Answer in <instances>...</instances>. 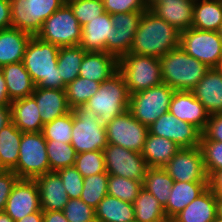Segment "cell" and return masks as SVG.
Here are the masks:
<instances>
[{
    "mask_svg": "<svg viewBox=\"0 0 222 222\" xmlns=\"http://www.w3.org/2000/svg\"><path fill=\"white\" fill-rule=\"evenodd\" d=\"M106 127L107 143L141 153L148 127L141 124L129 110L116 116Z\"/></svg>",
    "mask_w": 222,
    "mask_h": 222,
    "instance_id": "cell-12",
    "label": "cell"
},
{
    "mask_svg": "<svg viewBox=\"0 0 222 222\" xmlns=\"http://www.w3.org/2000/svg\"><path fill=\"white\" fill-rule=\"evenodd\" d=\"M164 222H174L172 219H167L166 221Z\"/></svg>",
    "mask_w": 222,
    "mask_h": 222,
    "instance_id": "cell-62",
    "label": "cell"
},
{
    "mask_svg": "<svg viewBox=\"0 0 222 222\" xmlns=\"http://www.w3.org/2000/svg\"><path fill=\"white\" fill-rule=\"evenodd\" d=\"M33 35L10 27L0 30V68L7 64L23 62L28 42Z\"/></svg>",
    "mask_w": 222,
    "mask_h": 222,
    "instance_id": "cell-25",
    "label": "cell"
},
{
    "mask_svg": "<svg viewBox=\"0 0 222 222\" xmlns=\"http://www.w3.org/2000/svg\"><path fill=\"white\" fill-rule=\"evenodd\" d=\"M162 1V0H144L145 5L147 6V8L149 9L153 4Z\"/></svg>",
    "mask_w": 222,
    "mask_h": 222,
    "instance_id": "cell-58",
    "label": "cell"
},
{
    "mask_svg": "<svg viewBox=\"0 0 222 222\" xmlns=\"http://www.w3.org/2000/svg\"><path fill=\"white\" fill-rule=\"evenodd\" d=\"M163 169L175 182H209L200 146L180 148Z\"/></svg>",
    "mask_w": 222,
    "mask_h": 222,
    "instance_id": "cell-14",
    "label": "cell"
},
{
    "mask_svg": "<svg viewBox=\"0 0 222 222\" xmlns=\"http://www.w3.org/2000/svg\"><path fill=\"white\" fill-rule=\"evenodd\" d=\"M173 183L174 180L162 167H148L142 186L155 196L164 208L171 194Z\"/></svg>",
    "mask_w": 222,
    "mask_h": 222,
    "instance_id": "cell-36",
    "label": "cell"
},
{
    "mask_svg": "<svg viewBox=\"0 0 222 222\" xmlns=\"http://www.w3.org/2000/svg\"><path fill=\"white\" fill-rule=\"evenodd\" d=\"M169 112L176 118L191 123L201 132L206 128L210 115L191 91H174Z\"/></svg>",
    "mask_w": 222,
    "mask_h": 222,
    "instance_id": "cell-18",
    "label": "cell"
},
{
    "mask_svg": "<svg viewBox=\"0 0 222 222\" xmlns=\"http://www.w3.org/2000/svg\"><path fill=\"white\" fill-rule=\"evenodd\" d=\"M108 177L109 174L106 171L85 177L80 199L96 209L98 204L108 194Z\"/></svg>",
    "mask_w": 222,
    "mask_h": 222,
    "instance_id": "cell-38",
    "label": "cell"
},
{
    "mask_svg": "<svg viewBox=\"0 0 222 222\" xmlns=\"http://www.w3.org/2000/svg\"><path fill=\"white\" fill-rule=\"evenodd\" d=\"M195 0H162L149 10L180 33L192 27Z\"/></svg>",
    "mask_w": 222,
    "mask_h": 222,
    "instance_id": "cell-19",
    "label": "cell"
},
{
    "mask_svg": "<svg viewBox=\"0 0 222 222\" xmlns=\"http://www.w3.org/2000/svg\"><path fill=\"white\" fill-rule=\"evenodd\" d=\"M209 187L216 196L222 197V171L215 172L209 178Z\"/></svg>",
    "mask_w": 222,
    "mask_h": 222,
    "instance_id": "cell-51",
    "label": "cell"
},
{
    "mask_svg": "<svg viewBox=\"0 0 222 222\" xmlns=\"http://www.w3.org/2000/svg\"><path fill=\"white\" fill-rule=\"evenodd\" d=\"M32 96L36 100L43 124L51 122L71 111L67 102L65 90L35 86Z\"/></svg>",
    "mask_w": 222,
    "mask_h": 222,
    "instance_id": "cell-23",
    "label": "cell"
},
{
    "mask_svg": "<svg viewBox=\"0 0 222 222\" xmlns=\"http://www.w3.org/2000/svg\"><path fill=\"white\" fill-rule=\"evenodd\" d=\"M180 32L149 9L145 10L129 53L160 58L179 47Z\"/></svg>",
    "mask_w": 222,
    "mask_h": 222,
    "instance_id": "cell-1",
    "label": "cell"
},
{
    "mask_svg": "<svg viewBox=\"0 0 222 222\" xmlns=\"http://www.w3.org/2000/svg\"><path fill=\"white\" fill-rule=\"evenodd\" d=\"M149 133L175 142L181 148L200 146L202 132L191 123L176 118L169 111L148 127Z\"/></svg>",
    "mask_w": 222,
    "mask_h": 222,
    "instance_id": "cell-15",
    "label": "cell"
},
{
    "mask_svg": "<svg viewBox=\"0 0 222 222\" xmlns=\"http://www.w3.org/2000/svg\"><path fill=\"white\" fill-rule=\"evenodd\" d=\"M74 166L84 178L105 172L106 164L103 151L97 150L76 154Z\"/></svg>",
    "mask_w": 222,
    "mask_h": 222,
    "instance_id": "cell-42",
    "label": "cell"
},
{
    "mask_svg": "<svg viewBox=\"0 0 222 222\" xmlns=\"http://www.w3.org/2000/svg\"><path fill=\"white\" fill-rule=\"evenodd\" d=\"M174 91L167 84L161 83L130 94L128 110L141 124L149 127L160 116L169 111Z\"/></svg>",
    "mask_w": 222,
    "mask_h": 222,
    "instance_id": "cell-8",
    "label": "cell"
},
{
    "mask_svg": "<svg viewBox=\"0 0 222 222\" xmlns=\"http://www.w3.org/2000/svg\"><path fill=\"white\" fill-rule=\"evenodd\" d=\"M73 127V113H69L45 123L42 128L43 137L46 140H55L62 143H71Z\"/></svg>",
    "mask_w": 222,
    "mask_h": 222,
    "instance_id": "cell-41",
    "label": "cell"
},
{
    "mask_svg": "<svg viewBox=\"0 0 222 222\" xmlns=\"http://www.w3.org/2000/svg\"><path fill=\"white\" fill-rule=\"evenodd\" d=\"M217 215L222 218V197L217 196Z\"/></svg>",
    "mask_w": 222,
    "mask_h": 222,
    "instance_id": "cell-57",
    "label": "cell"
},
{
    "mask_svg": "<svg viewBox=\"0 0 222 222\" xmlns=\"http://www.w3.org/2000/svg\"><path fill=\"white\" fill-rule=\"evenodd\" d=\"M66 3L71 7L81 26L105 12L102 0H72Z\"/></svg>",
    "mask_w": 222,
    "mask_h": 222,
    "instance_id": "cell-43",
    "label": "cell"
},
{
    "mask_svg": "<svg viewBox=\"0 0 222 222\" xmlns=\"http://www.w3.org/2000/svg\"><path fill=\"white\" fill-rule=\"evenodd\" d=\"M129 94L163 83L159 58L127 53L118 60Z\"/></svg>",
    "mask_w": 222,
    "mask_h": 222,
    "instance_id": "cell-5",
    "label": "cell"
},
{
    "mask_svg": "<svg viewBox=\"0 0 222 222\" xmlns=\"http://www.w3.org/2000/svg\"><path fill=\"white\" fill-rule=\"evenodd\" d=\"M179 46L208 68H218L222 59V39L218 31L189 28L180 33Z\"/></svg>",
    "mask_w": 222,
    "mask_h": 222,
    "instance_id": "cell-11",
    "label": "cell"
},
{
    "mask_svg": "<svg viewBox=\"0 0 222 222\" xmlns=\"http://www.w3.org/2000/svg\"><path fill=\"white\" fill-rule=\"evenodd\" d=\"M204 167L210 178L215 172L222 171V142L200 140Z\"/></svg>",
    "mask_w": 222,
    "mask_h": 222,
    "instance_id": "cell-44",
    "label": "cell"
},
{
    "mask_svg": "<svg viewBox=\"0 0 222 222\" xmlns=\"http://www.w3.org/2000/svg\"><path fill=\"white\" fill-rule=\"evenodd\" d=\"M106 172L109 175L133 179L143 183L146 170L142 154L115 144H107L103 150Z\"/></svg>",
    "mask_w": 222,
    "mask_h": 222,
    "instance_id": "cell-13",
    "label": "cell"
},
{
    "mask_svg": "<svg viewBox=\"0 0 222 222\" xmlns=\"http://www.w3.org/2000/svg\"><path fill=\"white\" fill-rule=\"evenodd\" d=\"M213 222H222V218L217 215Z\"/></svg>",
    "mask_w": 222,
    "mask_h": 222,
    "instance_id": "cell-59",
    "label": "cell"
},
{
    "mask_svg": "<svg viewBox=\"0 0 222 222\" xmlns=\"http://www.w3.org/2000/svg\"><path fill=\"white\" fill-rule=\"evenodd\" d=\"M62 211L68 222H97L95 209L81 199H69Z\"/></svg>",
    "mask_w": 222,
    "mask_h": 222,
    "instance_id": "cell-45",
    "label": "cell"
},
{
    "mask_svg": "<svg viewBox=\"0 0 222 222\" xmlns=\"http://www.w3.org/2000/svg\"><path fill=\"white\" fill-rule=\"evenodd\" d=\"M104 11L109 14L147 10L144 0H102Z\"/></svg>",
    "mask_w": 222,
    "mask_h": 222,
    "instance_id": "cell-47",
    "label": "cell"
},
{
    "mask_svg": "<svg viewBox=\"0 0 222 222\" xmlns=\"http://www.w3.org/2000/svg\"><path fill=\"white\" fill-rule=\"evenodd\" d=\"M218 69L222 72V59H221L220 65L218 66Z\"/></svg>",
    "mask_w": 222,
    "mask_h": 222,
    "instance_id": "cell-61",
    "label": "cell"
},
{
    "mask_svg": "<svg viewBox=\"0 0 222 222\" xmlns=\"http://www.w3.org/2000/svg\"><path fill=\"white\" fill-rule=\"evenodd\" d=\"M218 33H219V36H220L221 39H222V24H221V26H220V28H219V30H218Z\"/></svg>",
    "mask_w": 222,
    "mask_h": 222,
    "instance_id": "cell-60",
    "label": "cell"
},
{
    "mask_svg": "<svg viewBox=\"0 0 222 222\" xmlns=\"http://www.w3.org/2000/svg\"><path fill=\"white\" fill-rule=\"evenodd\" d=\"M100 84V82L78 76L65 86L69 107L72 109L84 105L98 91Z\"/></svg>",
    "mask_w": 222,
    "mask_h": 222,
    "instance_id": "cell-37",
    "label": "cell"
},
{
    "mask_svg": "<svg viewBox=\"0 0 222 222\" xmlns=\"http://www.w3.org/2000/svg\"><path fill=\"white\" fill-rule=\"evenodd\" d=\"M180 148L175 142L148 132L141 154L148 167L163 168Z\"/></svg>",
    "mask_w": 222,
    "mask_h": 222,
    "instance_id": "cell-30",
    "label": "cell"
},
{
    "mask_svg": "<svg viewBox=\"0 0 222 222\" xmlns=\"http://www.w3.org/2000/svg\"><path fill=\"white\" fill-rule=\"evenodd\" d=\"M0 222H15V221L4 211H0Z\"/></svg>",
    "mask_w": 222,
    "mask_h": 222,
    "instance_id": "cell-56",
    "label": "cell"
},
{
    "mask_svg": "<svg viewBox=\"0 0 222 222\" xmlns=\"http://www.w3.org/2000/svg\"><path fill=\"white\" fill-rule=\"evenodd\" d=\"M130 94L122 74L117 71L103 81L98 91L84 104L92 109L102 125H108L116 116L128 110Z\"/></svg>",
    "mask_w": 222,
    "mask_h": 222,
    "instance_id": "cell-4",
    "label": "cell"
},
{
    "mask_svg": "<svg viewBox=\"0 0 222 222\" xmlns=\"http://www.w3.org/2000/svg\"><path fill=\"white\" fill-rule=\"evenodd\" d=\"M144 11L111 14V38H107L106 52L118 60L130 52L139 21Z\"/></svg>",
    "mask_w": 222,
    "mask_h": 222,
    "instance_id": "cell-16",
    "label": "cell"
},
{
    "mask_svg": "<svg viewBox=\"0 0 222 222\" xmlns=\"http://www.w3.org/2000/svg\"><path fill=\"white\" fill-rule=\"evenodd\" d=\"M60 47L32 36L24 53L23 64L36 87L65 90L57 68Z\"/></svg>",
    "mask_w": 222,
    "mask_h": 222,
    "instance_id": "cell-2",
    "label": "cell"
},
{
    "mask_svg": "<svg viewBox=\"0 0 222 222\" xmlns=\"http://www.w3.org/2000/svg\"><path fill=\"white\" fill-rule=\"evenodd\" d=\"M37 183L42 211H62L69 198L60 176L45 173L34 179Z\"/></svg>",
    "mask_w": 222,
    "mask_h": 222,
    "instance_id": "cell-21",
    "label": "cell"
},
{
    "mask_svg": "<svg viewBox=\"0 0 222 222\" xmlns=\"http://www.w3.org/2000/svg\"><path fill=\"white\" fill-rule=\"evenodd\" d=\"M162 81L175 91H191L210 69L180 46L159 58Z\"/></svg>",
    "mask_w": 222,
    "mask_h": 222,
    "instance_id": "cell-3",
    "label": "cell"
},
{
    "mask_svg": "<svg viewBox=\"0 0 222 222\" xmlns=\"http://www.w3.org/2000/svg\"><path fill=\"white\" fill-rule=\"evenodd\" d=\"M41 210L37 183L34 179H18L9 195L4 212L14 221Z\"/></svg>",
    "mask_w": 222,
    "mask_h": 222,
    "instance_id": "cell-17",
    "label": "cell"
},
{
    "mask_svg": "<svg viewBox=\"0 0 222 222\" xmlns=\"http://www.w3.org/2000/svg\"><path fill=\"white\" fill-rule=\"evenodd\" d=\"M50 172H56L75 164L76 152L70 143L46 140Z\"/></svg>",
    "mask_w": 222,
    "mask_h": 222,
    "instance_id": "cell-39",
    "label": "cell"
},
{
    "mask_svg": "<svg viewBox=\"0 0 222 222\" xmlns=\"http://www.w3.org/2000/svg\"><path fill=\"white\" fill-rule=\"evenodd\" d=\"M56 173L60 176L63 186L67 192L69 199H80L81 192L83 189L84 177L76 169V167L69 166L67 168H62Z\"/></svg>",
    "mask_w": 222,
    "mask_h": 222,
    "instance_id": "cell-46",
    "label": "cell"
},
{
    "mask_svg": "<svg viewBox=\"0 0 222 222\" xmlns=\"http://www.w3.org/2000/svg\"><path fill=\"white\" fill-rule=\"evenodd\" d=\"M82 26L71 7L64 3L43 23L36 37L58 47L77 46L80 43Z\"/></svg>",
    "mask_w": 222,
    "mask_h": 222,
    "instance_id": "cell-7",
    "label": "cell"
},
{
    "mask_svg": "<svg viewBox=\"0 0 222 222\" xmlns=\"http://www.w3.org/2000/svg\"><path fill=\"white\" fill-rule=\"evenodd\" d=\"M135 220L139 222H164L165 210L148 190L141 188L133 202Z\"/></svg>",
    "mask_w": 222,
    "mask_h": 222,
    "instance_id": "cell-34",
    "label": "cell"
},
{
    "mask_svg": "<svg viewBox=\"0 0 222 222\" xmlns=\"http://www.w3.org/2000/svg\"><path fill=\"white\" fill-rule=\"evenodd\" d=\"M222 24V0H195L192 28L218 31Z\"/></svg>",
    "mask_w": 222,
    "mask_h": 222,
    "instance_id": "cell-32",
    "label": "cell"
},
{
    "mask_svg": "<svg viewBox=\"0 0 222 222\" xmlns=\"http://www.w3.org/2000/svg\"><path fill=\"white\" fill-rule=\"evenodd\" d=\"M11 121L22 132H41L44 124L35 98L31 95L12 101Z\"/></svg>",
    "mask_w": 222,
    "mask_h": 222,
    "instance_id": "cell-28",
    "label": "cell"
},
{
    "mask_svg": "<svg viewBox=\"0 0 222 222\" xmlns=\"http://www.w3.org/2000/svg\"><path fill=\"white\" fill-rule=\"evenodd\" d=\"M118 71V59L107 52H86L79 77L102 83Z\"/></svg>",
    "mask_w": 222,
    "mask_h": 222,
    "instance_id": "cell-24",
    "label": "cell"
},
{
    "mask_svg": "<svg viewBox=\"0 0 222 222\" xmlns=\"http://www.w3.org/2000/svg\"><path fill=\"white\" fill-rule=\"evenodd\" d=\"M18 179L13 170L0 171V211H4L7 199Z\"/></svg>",
    "mask_w": 222,
    "mask_h": 222,
    "instance_id": "cell-48",
    "label": "cell"
},
{
    "mask_svg": "<svg viewBox=\"0 0 222 222\" xmlns=\"http://www.w3.org/2000/svg\"><path fill=\"white\" fill-rule=\"evenodd\" d=\"M43 222H68L63 211H43Z\"/></svg>",
    "mask_w": 222,
    "mask_h": 222,
    "instance_id": "cell-52",
    "label": "cell"
},
{
    "mask_svg": "<svg viewBox=\"0 0 222 222\" xmlns=\"http://www.w3.org/2000/svg\"><path fill=\"white\" fill-rule=\"evenodd\" d=\"M22 133L12 121L0 130V171L17 166Z\"/></svg>",
    "mask_w": 222,
    "mask_h": 222,
    "instance_id": "cell-31",
    "label": "cell"
},
{
    "mask_svg": "<svg viewBox=\"0 0 222 222\" xmlns=\"http://www.w3.org/2000/svg\"><path fill=\"white\" fill-rule=\"evenodd\" d=\"M12 27L10 0H0V30Z\"/></svg>",
    "mask_w": 222,
    "mask_h": 222,
    "instance_id": "cell-50",
    "label": "cell"
},
{
    "mask_svg": "<svg viewBox=\"0 0 222 222\" xmlns=\"http://www.w3.org/2000/svg\"><path fill=\"white\" fill-rule=\"evenodd\" d=\"M73 127L71 145L77 154L88 151H103L107 146L106 127L96 113L84 105L73 107Z\"/></svg>",
    "mask_w": 222,
    "mask_h": 222,
    "instance_id": "cell-6",
    "label": "cell"
},
{
    "mask_svg": "<svg viewBox=\"0 0 222 222\" xmlns=\"http://www.w3.org/2000/svg\"><path fill=\"white\" fill-rule=\"evenodd\" d=\"M11 122L10 106L0 105V130Z\"/></svg>",
    "mask_w": 222,
    "mask_h": 222,
    "instance_id": "cell-54",
    "label": "cell"
},
{
    "mask_svg": "<svg viewBox=\"0 0 222 222\" xmlns=\"http://www.w3.org/2000/svg\"><path fill=\"white\" fill-rule=\"evenodd\" d=\"M19 179H35L50 172L46 139L42 132H23L17 166L13 169Z\"/></svg>",
    "mask_w": 222,
    "mask_h": 222,
    "instance_id": "cell-9",
    "label": "cell"
},
{
    "mask_svg": "<svg viewBox=\"0 0 222 222\" xmlns=\"http://www.w3.org/2000/svg\"><path fill=\"white\" fill-rule=\"evenodd\" d=\"M97 222H132L135 220L133 203L106 195L95 209Z\"/></svg>",
    "mask_w": 222,
    "mask_h": 222,
    "instance_id": "cell-33",
    "label": "cell"
},
{
    "mask_svg": "<svg viewBox=\"0 0 222 222\" xmlns=\"http://www.w3.org/2000/svg\"><path fill=\"white\" fill-rule=\"evenodd\" d=\"M64 3V0H10L12 27L36 36L44 21Z\"/></svg>",
    "mask_w": 222,
    "mask_h": 222,
    "instance_id": "cell-10",
    "label": "cell"
},
{
    "mask_svg": "<svg viewBox=\"0 0 222 222\" xmlns=\"http://www.w3.org/2000/svg\"><path fill=\"white\" fill-rule=\"evenodd\" d=\"M11 101L8 97L6 81L0 68V105L10 106Z\"/></svg>",
    "mask_w": 222,
    "mask_h": 222,
    "instance_id": "cell-53",
    "label": "cell"
},
{
    "mask_svg": "<svg viewBox=\"0 0 222 222\" xmlns=\"http://www.w3.org/2000/svg\"><path fill=\"white\" fill-rule=\"evenodd\" d=\"M142 187L140 181L109 175L107 193L122 201L133 203Z\"/></svg>",
    "mask_w": 222,
    "mask_h": 222,
    "instance_id": "cell-40",
    "label": "cell"
},
{
    "mask_svg": "<svg viewBox=\"0 0 222 222\" xmlns=\"http://www.w3.org/2000/svg\"><path fill=\"white\" fill-rule=\"evenodd\" d=\"M209 187V182H175L164 207L167 219H173Z\"/></svg>",
    "mask_w": 222,
    "mask_h": 222,
    "instance_id": "cell-27",
    "label": "cell"
},
{
    "mask_svg": "<svg viewBox=\"0 0 222 222\" xmlns=\"http://www.w3.org/2000/svg\"><path fill=\"white\" fill-rule=\"evenodd\" d=\"M112 28L111 14L104 12L82 26L79 46L87 52H106L107 38H111Z\"/></svg>",
    "mask_w": 222,
    "mask_h": 222,
    "instance_id": "cell-22",
    "label": "cell"
},
{
    "mask_svg": "<svg viewBox=\"0 0 222 222\" xmlns=\"http://www.w3.org/2000/svg\"><path fill=\"white\" fill-rule=\"evenodd\" d=\"M217 216V196L208 187L172 220L174 222H213Z\"/></svg>",
    "mask_w": 222,
    "mask_h": 222,
    "instance_id": "cell-26",
    "label": "cell"
},
{
    "mask_svg": "<svg viewBox=\"0 0 222 222\" xmlns=\"http://www.w3.org/2000/svg\"><path fill=\"white\" fill-rule=\"evenodd\" d=\"M1 70L11 102L32 95L35 85L23 62L7 64Z\"/></svg>",
    "mask_w": 222,
    "mask_h": 222,
    "instance_id": "cell-29",
    "label": "cell"
},
{
    "mask_svg": "<svg viewBox=\"0 0 222 222\" xmlns=\"http://www.w3.org/2000/svg\"><path fill=\"white\" fill-rule=\"evenodd\" d=\"M86 52L79 45L60 47L57 68L65 85H68L79 76L80 65Z\"/></svg>",
    "mask_w": 222,
    "mask_h": 222,
    "instance_id": "cell-35",
    "label": "cell"
},
{
    "mask_svg": "<svg viewBox=\"0 0 222 222\" xmlns=\"http://www.w3.org/2000/svg\"><path fill=\"white\" fill-rule=\"evenodd\" d=\"M200 140L222 142V113L214 114L209 117Z\"/></svg>",
    "mask_w": 222,
    "mask_h": 222,
    "instance_id": "cell-49",
    "label": "cell"
},
{
    "mask_svg": "<svg viewBox=\"0 0 222 222\" xmlns=\"http://www.w3.org/2000/svg\"><path fill=\"white\" fill-rule=\"evenodd\" d=\"M15 222H43V211L34 212Z\"/></svg>",
    "mask_w": 222,
    "mask_h": 222,
    "instance_id": "cell-55",
    "label": "cell"
},
{
    "mask_svg": "<svg viewBox=\"0 0 222 222\" xmlns=\"http://www.w3.org/2000/svg\"><path fill=\"white\" fill-rule=\"evenodd\" d=\"M191 92L210 116L222 113V72L218 68H210Z\"/></svg>",
    "mask_w": 222,
    "mask_h": 222,
    "instance_id": "cell-20",
    "label": "cell"
}]
</instances>
